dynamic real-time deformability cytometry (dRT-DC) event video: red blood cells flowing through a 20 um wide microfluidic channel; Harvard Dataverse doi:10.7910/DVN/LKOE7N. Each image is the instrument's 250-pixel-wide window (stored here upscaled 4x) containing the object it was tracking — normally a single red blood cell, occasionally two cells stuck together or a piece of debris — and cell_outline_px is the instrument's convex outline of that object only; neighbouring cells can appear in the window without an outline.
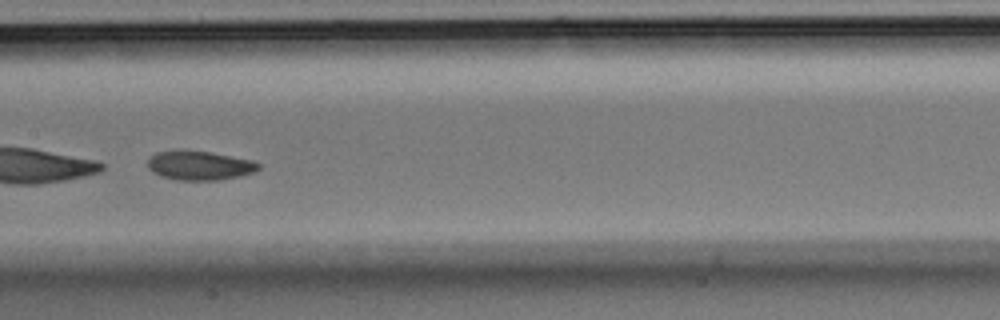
{"species": "Egyptian fruit bat (a non-hibernating species)", "species_latin": "Rousettus aegyptiacus", "temperature_condition": "room temperature", "stored_images_in_passage": 48, "camera_frame_rate_fps": 3000, "um_per_image_px": 0.085, "animal": {"sex": "male"}, "frame": {"image": 1, "passage_image": 23, "time_ms": 7.333, "image_size_px": [1000, 320], "cell_outline_px": [[260, 168], [252, 172], [240, 176], [220, 180], [176, 180], [160, 176], [152, 172], [148, 168], [148, 160], [156, 152], [176, 148], [208, 152], [252, 160], [260, 164]], "centroid_in_image_um": [16.9, 14.05], "position_along_channel_um": 190.5, "area_um2": 19.07}}
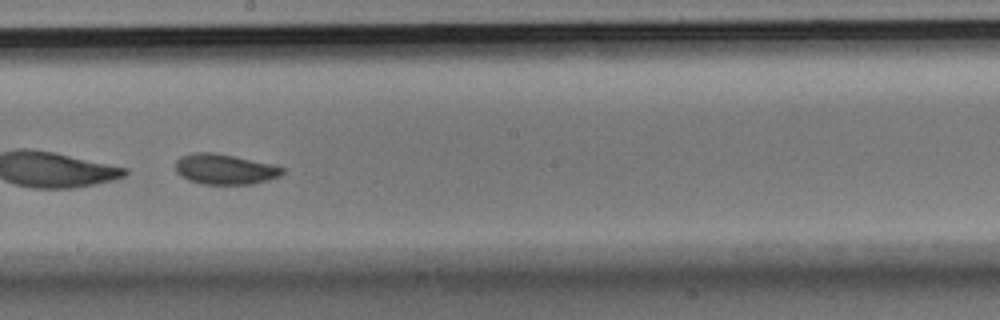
{"frame": {"image": 2, "passage_image": 26, "time_ms": 8.333, "image_size_px": [1000, 320], "cell_outline_px": [[284, 172], [280, 176], [268, 180], [252, 184], [204, 184], [188, 180], [180, 176], [176, 172], [176, 160], [180, 156], [192, 152], [212, 152], [272, 164], [284, 168]], "centroid_in_image_um": [19.08, 14.38], "position_along_channel_um": 229.1, "area_um2": 18.9}}